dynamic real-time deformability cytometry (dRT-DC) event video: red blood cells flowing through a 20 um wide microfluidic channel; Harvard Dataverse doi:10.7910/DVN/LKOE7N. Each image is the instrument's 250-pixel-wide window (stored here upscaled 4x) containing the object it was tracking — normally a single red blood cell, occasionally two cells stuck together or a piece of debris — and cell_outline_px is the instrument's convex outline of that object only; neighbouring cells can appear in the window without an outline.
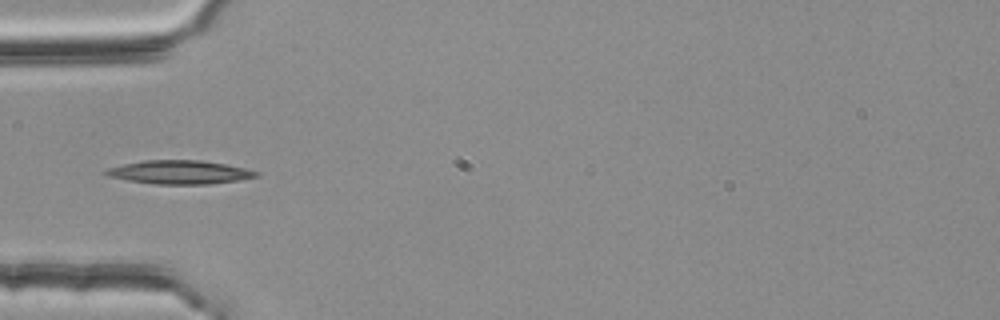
{"species": "common noctule bat (a hibernating species)", "species_latin": "Nyctalus noctula", "temperature_condition": "room temperature", "stored_images_in_passage": 6, "camera_frame_rate_fps": 3000, "um_per_image_px": 0.085, "animal": {"sex": "female", "body_mass_g": 25.1}, "frame": {"image": 1, "passage_image": 1, "time_ms": 0.0, "image_size_px": [1000, 320], "cell_outline_px": [[260, 176], [240, 180], [208, 184], [152, 184], [128, 180], [108, 176], [100, 172], [104, 168], [144, 160], [200, 160], [224, 164], [244, 168], [260, 172]], "centroid_in_image_um": [15.22, 14.64], "position_along_channel_um": 69.8, "area_um2": 20.81}}
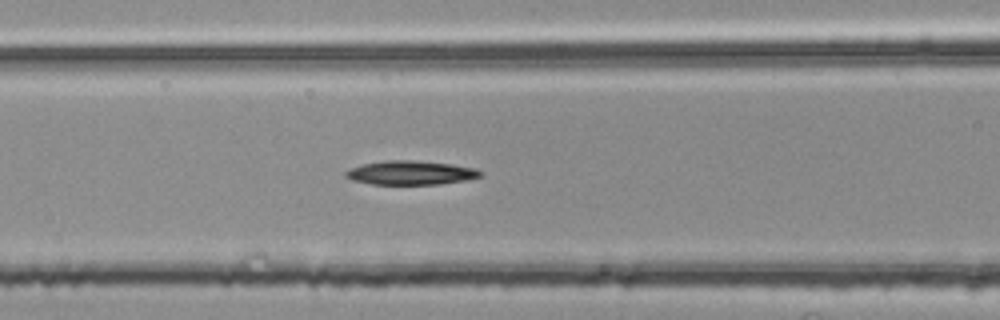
{"frame": {"image": 2, "passage_image": 6, "time_ms": 1.667, "image_size_px": [1000, 320], "cell_outline_px": [[484, 172], [480, 176], [464, 180], [440, 184], [372, 184], [352, 180], [344, 176], [344, 172], [352, 168], [364, 164], [388, 160], [412, 160], [452, 164], [476, 168]], "centroid_in_image_um": [34.92, 14.68], "position_along_channel_um": 131.7, "area_um2": 18.67}}